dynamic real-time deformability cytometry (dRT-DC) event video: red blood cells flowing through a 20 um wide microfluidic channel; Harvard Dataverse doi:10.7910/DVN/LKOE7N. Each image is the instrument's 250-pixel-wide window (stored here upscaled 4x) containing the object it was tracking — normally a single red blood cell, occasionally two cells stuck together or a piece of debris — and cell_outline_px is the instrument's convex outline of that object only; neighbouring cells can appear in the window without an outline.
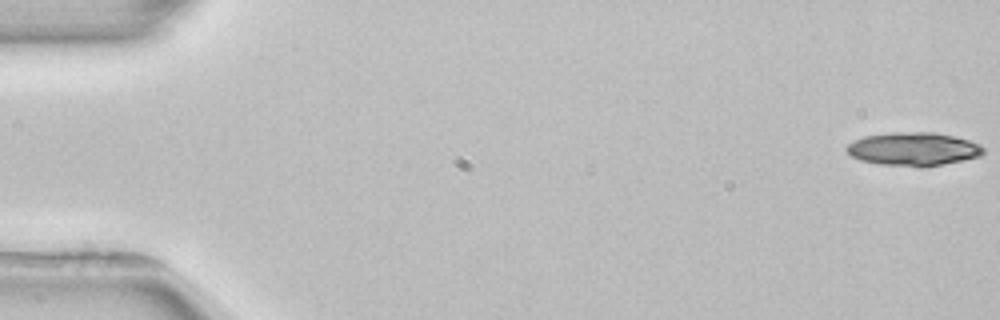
{"species": "common noctule bat (a hibernating species)", "species_latin": "Nyctalus noctula", "temperature_condition": "room temperature", "stored_images_in_passage": 4, "camera_frame_rate_fps": 3000, "um_per_image_px": 0.085, "animal": {"sex": "female", "body_mass_g": 22.7, "forearm_length_mm": 54.2}, "frame": {"image": 1, "passage_image": 1, "time_ms": 0.0, "image_size_px": [1000, 320], "cell_outline_px": [[984, 152], [980, 156], [924, 168], [920, 168], [876, 164], [860, 160], [852, 156], [844, 148], [848, 144], [864, 136], [888, 132], [932, 132], [952, 136], [968, 140], [980, 144], [984, 148]], "centroid_in_image_um": [77.61, 12.68], "position_along_channel_um": 7.4, "area_um2": 26.82}}
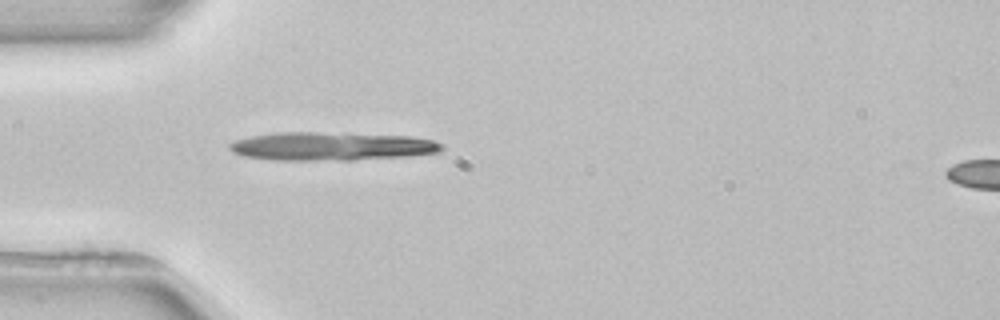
{"frame": {"image": 2, "passage_image": 4, "time_ms": 5.0, "image_size_px": [1000, 320], "cell_outline_px": [[444, 148], [440, 152], [412, 156], [352, 160], [272, 160], [240, 156], [232, 152], [228, 148], [228, 144], [236, 140], [252, 136], [280, 132], [312, 132], [408, 136], [432, 140], [444, 144]], "centroid_in_image_um": [28.17, 12.45], "position_along_channel_um": 56.8, "area_um2": 35.26}}